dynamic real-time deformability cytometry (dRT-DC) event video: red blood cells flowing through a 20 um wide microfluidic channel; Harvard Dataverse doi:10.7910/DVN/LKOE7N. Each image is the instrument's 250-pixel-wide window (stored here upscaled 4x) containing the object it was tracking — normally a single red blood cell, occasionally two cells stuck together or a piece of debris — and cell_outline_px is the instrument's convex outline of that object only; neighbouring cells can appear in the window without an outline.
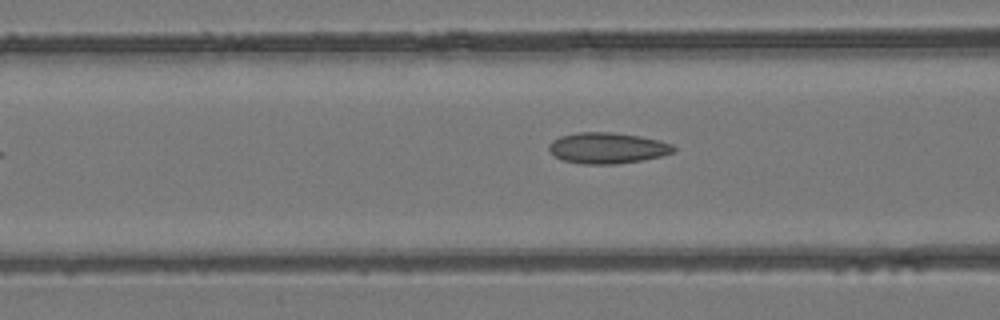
{"species": "common noctule bat (a hibernating species)", "species_latin": "Nyctalus noctula", "temperature_condition": "room temperature", "stored_images_in_passage": 23, "camera_frame_rate_fps": 3000, "um_per_image_px": 0.085, "animal": {"sex": "female", "body_mass_g": 24.6, "forearm_length_mm": 56.2}, "frame": {"image": 1, "passage_image": 6, "time_ms": 1.667, "image_size_px": [1000, 320], "cell_outline_px": [[676, 148], [672, 152], [660, 156], [644, 160], [616, 164], [580, 164], [560, 160], [548, 148], [548, 144], [552, 140], [560, 136], [580, 132], [608, 132], [640, 136], [660, 140], [672, 144]], "centroid_in_image_um": [51.61, 12.59], "position_along_channel_um": 115.0, "area_um2": 22.54}}
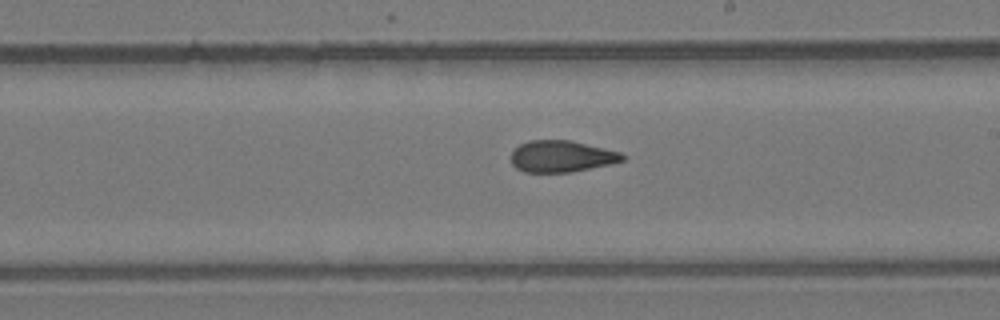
{"frame": {"image": 2, "passage_image": 15, "time_ms": 4.667, "image_size_px": [1000, 320], "cell_outline_px": [[624, 160], [608, 164], [568, 172], [524, 172], [516, 168], [512, 164], [512, 152], [520, 144], [528, 140], [568, 140], [604, 148], [620, 152], [624, 156]], "centroid_in_image_um": [47.69, 13.28], "position_along_channel_um": 241.3, "area_um2": 20.11}}
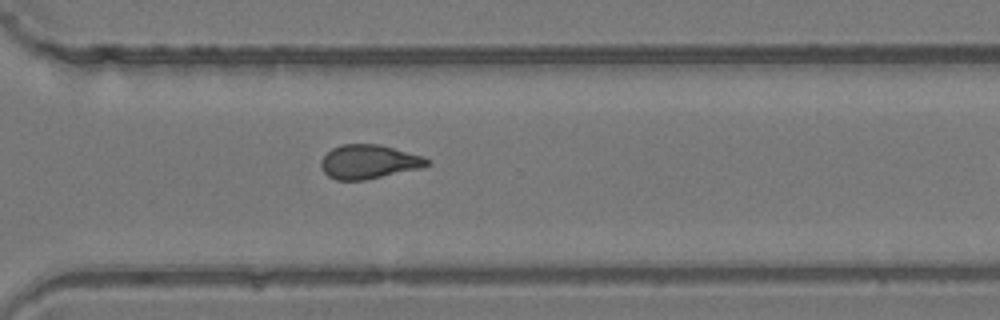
{"frame": {"image": 3, "passage_image": 22, "time_ms": 7.0, "image_size_px": [1000, 320], "cell_outline_px": [[432, 164], [420, 168], [364, 180], [336, 180], [328, 176], [320, 168], [320, 160], [332, 148], [340, 144], [380, 144], [420, 156], [428, 160]], "centroid_in_image_um": [31.29, 13.75], "position_along_channel_um": 339.3, "area_um2": 20.87}}